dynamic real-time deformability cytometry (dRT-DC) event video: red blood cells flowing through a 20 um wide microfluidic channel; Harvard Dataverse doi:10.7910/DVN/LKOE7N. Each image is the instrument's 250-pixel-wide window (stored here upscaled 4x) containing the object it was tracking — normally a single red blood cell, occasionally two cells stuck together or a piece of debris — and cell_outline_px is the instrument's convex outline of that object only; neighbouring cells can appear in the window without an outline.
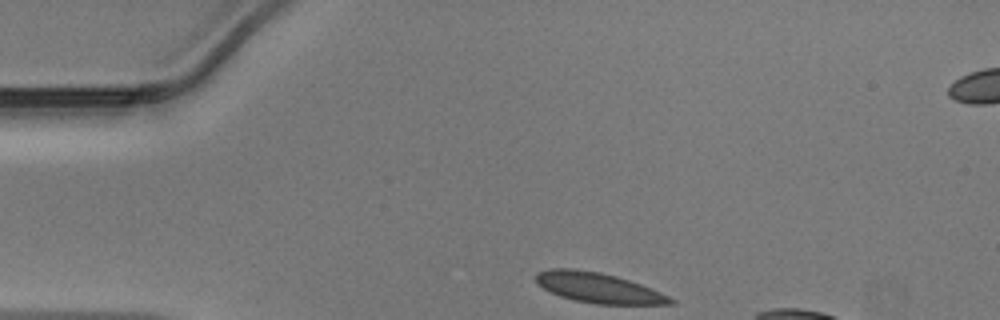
{"species": "Egyptian fruit bat (a non-hibernating species)", "species_latin": "Rousettus aegyptiacus", "temperature_condition": "warm", "stored_images_in_passage": 30, "camera_frame_rate_fps": 3000, "um_per_image_px": 0.085, "animal": {"sex": "male"}, "frame": {"image": 1, "passage_image": 1, "time_ms": 0.0, "image_size_px": [1000, 320], "cell_outline_px": [[676, 304], [596, 304], [576, 300], [560, 296], [536, 284], [536, 272], [548, 268], [572, 268], [600, 272], [616, 276], [640, 284], [660, 292], [676, 300]], "centroid_in_image_um": [50.84, 24.45], "position_along_channel_um": 34.2, "area_um2": 23.52}}
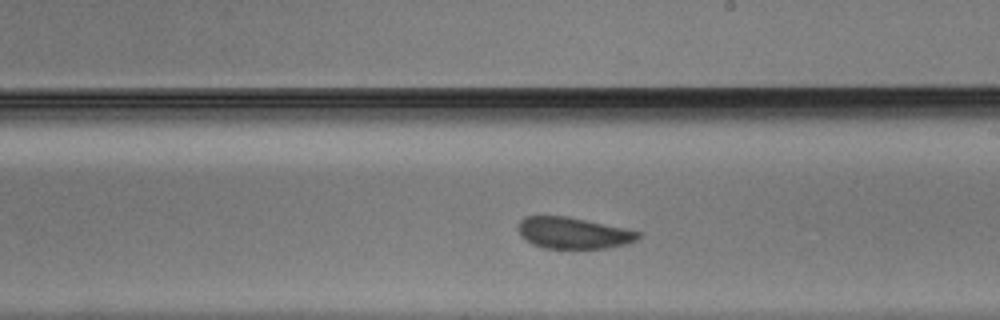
{"frame": {"image": 2, "passage_image": 19, "time_ms": 6.0, "image_size_px": [1000, 320], "cell_outline_px": [[640, 236], [636, 240], [628, 244], [604, 248], [544, 248], [532, 244], [516, 228], [516, 224], [524, 216], [564, 216], [624, 228], [640, 232]], "centroid_in_image_um": [48.71, 19.8], "position_along_channel_um": 240.3, "area_um2": 21.68}}
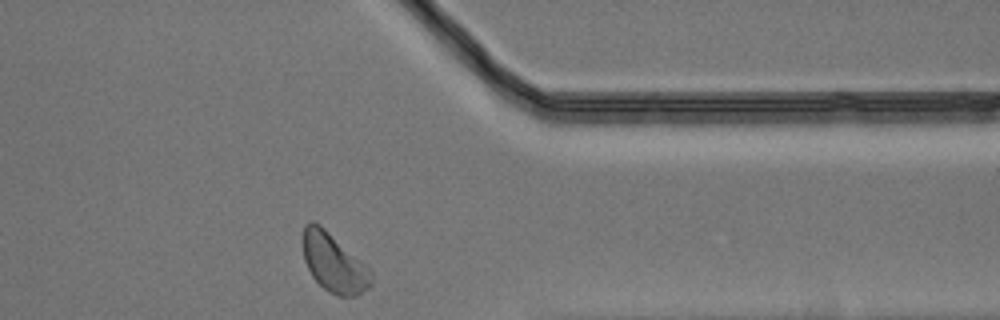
{"frame": {"image": 3, "passage_image": 30, "time_ms": 9.667, "image_size_px": [1000, 320], "cell_outline_px": [[372, 284], [368, 288], [356, 296], [340, 296], [328, 292], [312, 276], [304, 260], [304, 224], [308, 220], [312, 220], [320, 224], [364, 264], [372, 272]], "centroid_in_image_um": [28.37, 22.35], "position_along_channel_um": 383.0, "area_um2": 22.95}}